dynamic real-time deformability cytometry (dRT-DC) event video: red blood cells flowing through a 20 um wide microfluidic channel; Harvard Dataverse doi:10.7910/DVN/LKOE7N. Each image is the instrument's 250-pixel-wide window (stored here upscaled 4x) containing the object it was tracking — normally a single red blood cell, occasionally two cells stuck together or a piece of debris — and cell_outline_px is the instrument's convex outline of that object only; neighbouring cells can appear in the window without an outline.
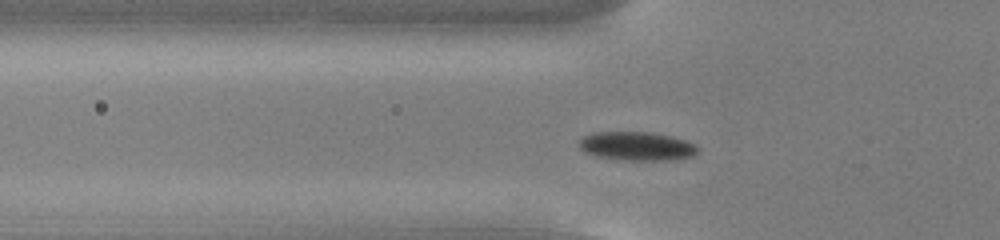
{"species": "common noctule bat (a hibernating species)", "species_latin": "Nyctalus noctula", "temperature_condition": "cold", "stored_images_in_passage": 46, "camera_frame_rate_fps": 3000, "um_per_image_px": 0.085, "animal": {"sex": "male", "body_mass_g": 13.0, "forearm_length_mm": 53.1}, "frame": {"image": 1, "passage_image": 10, "time_ms": 3.0, "image_size_px": [1000, 240], "cell_outline_px": [[700, 152], [696, 156], [672, 160], [624, 160], [596, 156], [584, 152], [580, 148], [580, 140], [584, 136], [592, 132], [652, 132], [672, 136], [688, 140], [696, 144], [700, 148]], "centroid_in_image_um": [54.22, 12.42], "position_along_channel_um": 71.6, "area_um2": 20.29}}
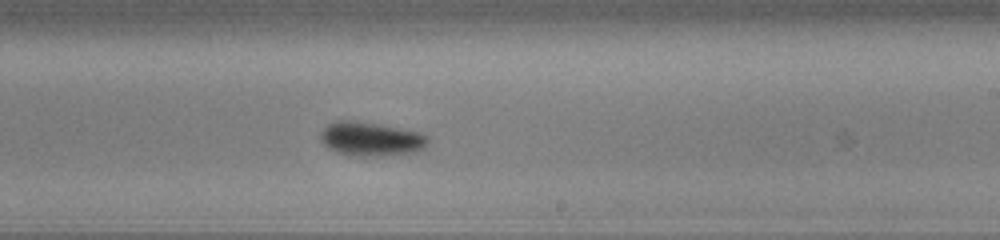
{"frame": {"image": 2, "passage_image": 25, "time_ms": 8.0, "image_size_px": [1000, 240], "cell_outline_px": [[428, 140], [424, 148], [416, 152], [384, 156], [348, 156], [336, 152], [328, 148], [320, 140], [320, 132], [328, 124], [336, 120], [352, 120], [380, 124], [420, 132], [428, 136]], "centroid_in_image_um": [31.51, 11.82], "position_along_channel_um": 257.5, "area_um2": 21.62}}
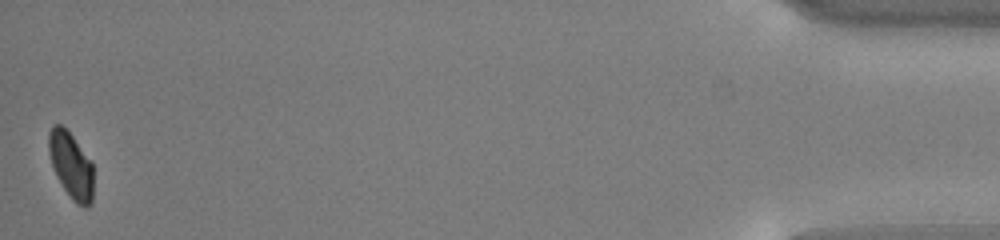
{"frame": {"image": 3, "passage_image": 46, "time_ms": 15.0, "image_size_px": [1000, 240], "cell_outline_px": [[92, 204], [88, 208], [84, 208], [76, 204], [72, 200], [56, 176], [48, 152], [48, 132], [52, 124], [60, 124], [72, 136], [92, 164]], "centroid_in_image_um": [6.01, 14.08], "position_along_channel_um": 429.2, "area_um2": 17.11}, "authors_computed_cell_mechanics": {"area_um2": 19.9121, "velocity_mm_per_s": 3.7301, "shape_relaxation_time_tau1_ms": 1.4743, "shape_relaxation_time_tau2_ms": null, "deformation_change_tau1": 0.1088, "deformation_change_tau2": null}}